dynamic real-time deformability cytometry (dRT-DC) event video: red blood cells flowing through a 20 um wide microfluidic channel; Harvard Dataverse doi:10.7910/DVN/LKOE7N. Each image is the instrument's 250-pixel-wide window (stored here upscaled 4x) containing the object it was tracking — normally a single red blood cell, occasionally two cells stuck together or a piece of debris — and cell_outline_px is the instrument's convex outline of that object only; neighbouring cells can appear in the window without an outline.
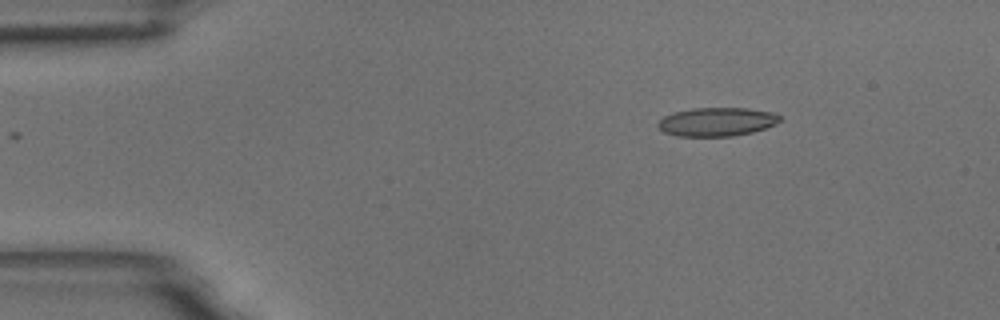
{"species": "common noctule bat (a hibernating species)", "species_latin": "Nyctalus noctula", "temperature_condition": "room temperature", "stored_images_in_passage": 48, "camera_frame_rate_fps": 3000, "um_per_image_px": 0.085, "animal": {"sex": "male", "body_mass_g": 18.8}, "frame": {"image": 1, "passage_image": 1, "time_ms": 0.0, "image_size_px": [1000, 320], "cell_outline_px": [[780, 120], [776, 124], [752, 132], [732, 136], [676, 136], [664, 132], [656, 124], [664, 116], [672, 112], [692, 108], [748, 108], [772, 112], [780, 116]], "centroid_in_image_um": [60.91, 10.35], "position_along_channel_um": 24.1, "area_um2": 20.35}}
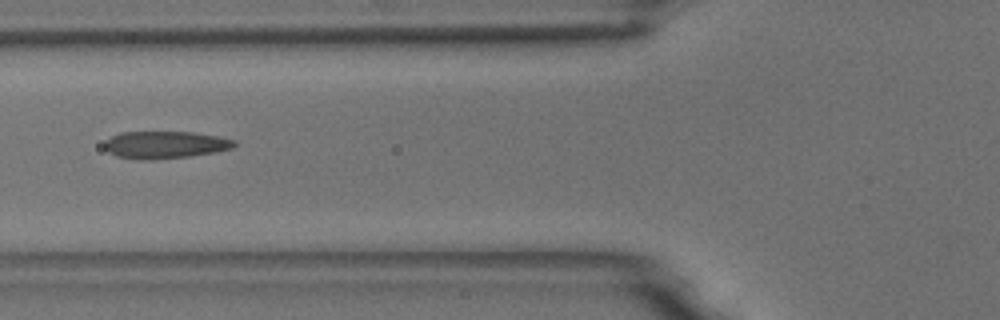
{"frame": {"image": 2, "passage_image": 14, "time_ms": 4.333, "image_size_px": [1000, 320], "cell_outline_px": [[236, 144], [232, 148], [216, 152], [188, 156], [152, 160], [148, 160], [116, 156], [108, 152], [104, 148], [104, 144], [112, 136], [120, 132], [196, 132], [220, 136], [236, 140]], "centroid_in_image_um": [14.06, 12.3], "position_along_channel_um": 111.7, "area_um2": 20.69}}
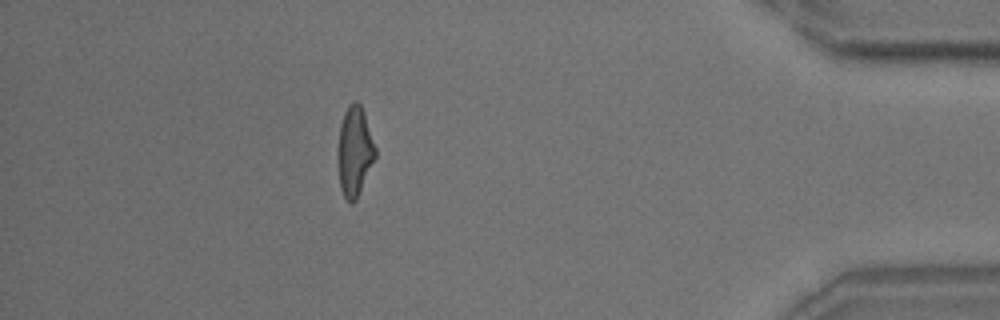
{"frame": {"image": 3, "passage_image": 42, "time_ms": 13.667, "image_size_px": [1000, 320], "cell_outline_px": [[376, 156], [356, 200], [352, 204], [344, 196], [340, 188], [336, 164], [336, 156], [340, 124], [344, 112], [348, 104], [352, 100], [356, 100], [360, 104], [364, 112], [376, 148]], "centroid_in_image_um": [30.11, 12.84], "position_along_channel_um": 405.1, "area_um2": 20.0}, "authors_computed_cell_mechanics": {"area_um2": 20.3167, "velocity_mm_per_s": 3.6358, "shape_relaxation_time_tau1_ms": 8.9903, "shape_relaxation_time_tau2_ms": 1.5923, "deformation_change_tau1": 0.2424, "deformation_change_tau2": 0.1006}}